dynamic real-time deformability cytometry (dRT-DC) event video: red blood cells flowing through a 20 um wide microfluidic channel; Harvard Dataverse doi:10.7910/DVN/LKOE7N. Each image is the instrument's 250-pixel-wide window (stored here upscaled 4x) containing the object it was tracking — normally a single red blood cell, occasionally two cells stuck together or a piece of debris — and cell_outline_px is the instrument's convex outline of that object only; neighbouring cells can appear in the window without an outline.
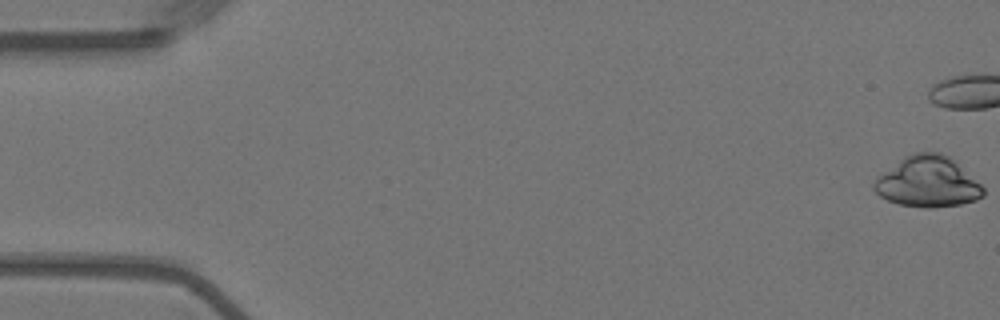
{"species": "Egyptian fruit bat (a non-hibernating species)", "species_latin": "Rousettus aegyptiacus", "temperature_condition": "warm", "stored_images_in_passage": 21, "camera_frame_rate_fps": 3000, "um_per_image_px": 0.085, "animal": {"sex": "female"}, "frame": {"image": 1, "passage_image": 1, "time_ms": 0.0, "image_size_px": [1000, 320], "cell_outline_px": [[984, 196], [976, 200], [960, 204], [932, 208], [924, 208], [900, 204], [888, 200], [880, 196], [872, 188], [872, 184], [884, 172], [904, 156], [916, 152], [940, 152], [948, 156], [980, 184], [984, 188]], "centroid_in_image_um": [78.85, 15.47], "position_along_channel_um": 6.1, "area_um2": 31.85}}